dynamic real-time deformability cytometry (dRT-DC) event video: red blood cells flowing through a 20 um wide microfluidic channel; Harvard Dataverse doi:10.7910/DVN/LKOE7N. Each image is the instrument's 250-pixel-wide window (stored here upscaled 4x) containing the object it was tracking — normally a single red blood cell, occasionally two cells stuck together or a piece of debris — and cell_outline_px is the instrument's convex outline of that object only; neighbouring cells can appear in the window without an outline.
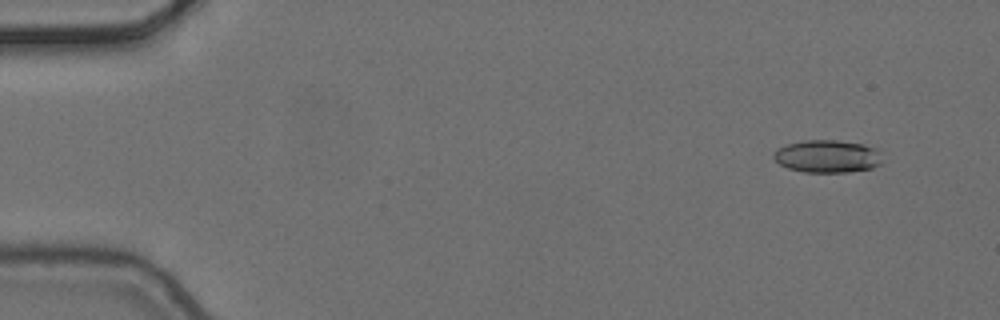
{"species": "common noctule bat (a hibernating species)", "species_latin": "Nyctalus noctula", "temperature_condition": "cold", "stored_images_in_passage": 12, "camera_frame_rate_fps": 3000, "um_per_image_px": 0.085, "animal": {"sex": "female", "body_mass_g": 24.6, "forearm_length_mm": 56.2}, "frame": {"image": 1, "passage_image": 1, "time_ms": 0.0, "image_size_px": [1000, 320], "cell_outline_px": [[880, 164], [872, 168], [848, 172], [804, 172], [788, 168], [780, 164], [772, 156], [776, 148], [788, 144], [804, 140], [836, 140], [864, 144], [876, 148], [880, 160]], "centroid_in_image_um": [70.29, 13.28], "position_along_channel_um": 14.7, "area_um2": 20.58}}
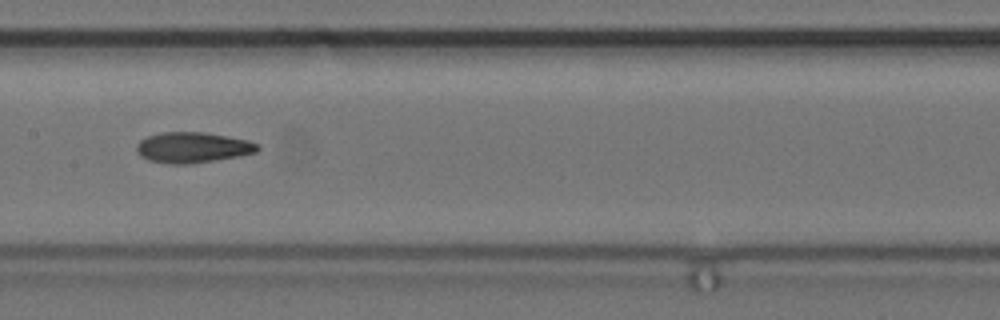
{"frame": {"image": 2, "passage_image": 7, "time_ms": 2.0, "image_size_px": [1000, 320], "cell_outline_px": [[260, 148], [256, 152], [240, 156], [188, 164], [168, 164], [148, 160], [140, 156], [136, 152], [136, 144], [140, 140], [148, 136], [160, 132], [204, 132], [248, 140], [260, 144]], "centroid_in_image_um": [16.36, 12.53], "position_along_channel_um": 191.0, "area_um2": 21.73}}
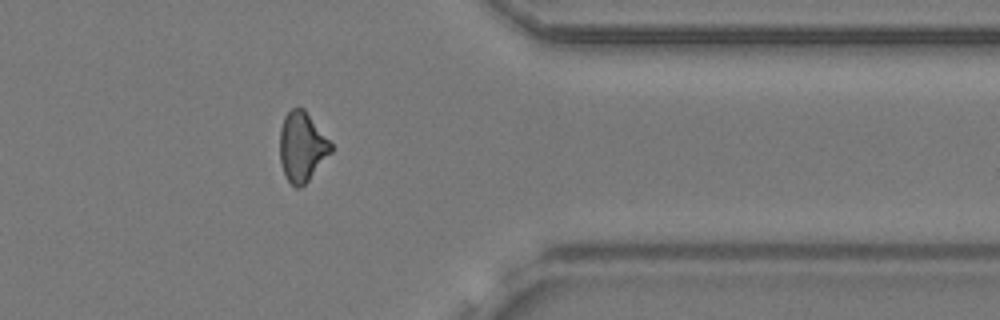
{"frame": {"image": 3, "passage_image": 12, "time_ms": 3.667, "image_size_px": [1000, 320], "cell_outline_px": [[332, 152], [308, 180], [300, 188], [296, 188], [288, 180], [284, 172], [280, 160], [280, 128], [284, 116], [292, 108], [304, 108], [332, 144]], "centroid_in_image_um": [25.66, 12.46], "position_along_channel_um": 385.7, "area_um2": 20.52}}